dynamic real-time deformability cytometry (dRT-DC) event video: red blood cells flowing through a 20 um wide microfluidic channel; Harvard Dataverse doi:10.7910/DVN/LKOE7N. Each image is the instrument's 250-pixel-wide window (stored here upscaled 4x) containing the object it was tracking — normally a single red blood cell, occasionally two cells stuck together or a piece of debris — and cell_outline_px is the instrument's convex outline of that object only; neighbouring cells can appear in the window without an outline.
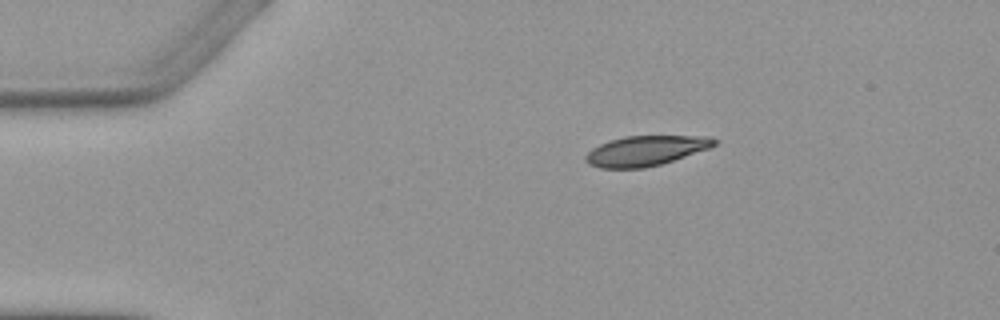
{"species": "Egyptian fruit bat (a non-hibernating species)", "species_latin": "Rousettus aegyptiacus", "temperature_condition": "warm", "stored_images_in_passage": 5, "camera_frame_rate_fps": 3000, "um_per_image_px": 0.085, "animal": {"sex": "female"}, "frame": {"image": 1, "passage_image": 1, "time_ms": 0.0, "image_size_px": [1000, 320], "cell_outline_px": [[720, 140], [716, 144], [708, 148], [660, 164], [644, 168], [600, 168], [588, 164], [584, 160], [584, 156], [592, 148], [608, 140], [624, 136], [708, 136]], "centroid_in_image_um": [54.84, 12.8], "position_along_channel_um": 30.2, "area_um2": 22.43}}
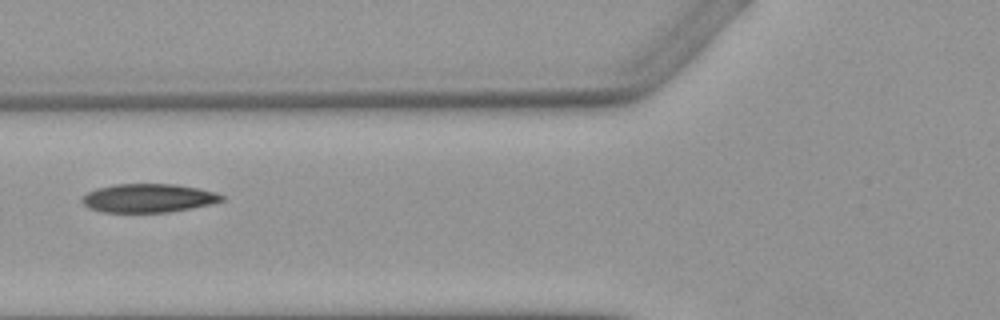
{"frame": {"image": 2, "passage_image": 4, "time_ms": 3.667, "image_size_px": [1000, 320], "cell_outline_px": [[224, 200], [212, 204], [172, 212], [100, 212], [88, 208], [80, 200], [88, 192], [96, 188], [116, 184], [176, 184], [200, 188], [216, 192], [224, 196]], "centroid_in_image_um": [12.63, 16.84], "position_along_channel_um": 113.2, "area_um2": 23.52}}
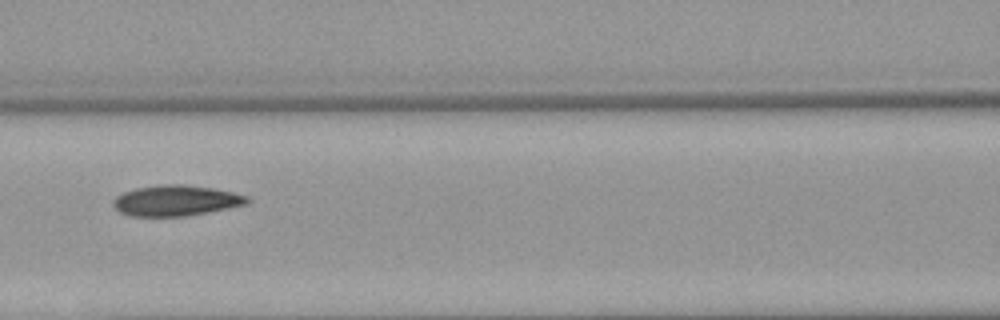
{"frame": {"image": 3, "passage_image": 5, "time_ms": 4.667, "image_size_px": [1000, 320], "cell_outline_px": [[248, 204], [208, 212], [184, 216], [128, 216], [120, 212], [112, 204], [112, 200], [116, 196], [124, 192], [136, 188], [164, 184], [180, 184], [216, 188], [248, 196]], "centroid_in_image_um": [14.94, 17.04], "position_along_channel_um": 151.7, "area_um2": 23.93}}